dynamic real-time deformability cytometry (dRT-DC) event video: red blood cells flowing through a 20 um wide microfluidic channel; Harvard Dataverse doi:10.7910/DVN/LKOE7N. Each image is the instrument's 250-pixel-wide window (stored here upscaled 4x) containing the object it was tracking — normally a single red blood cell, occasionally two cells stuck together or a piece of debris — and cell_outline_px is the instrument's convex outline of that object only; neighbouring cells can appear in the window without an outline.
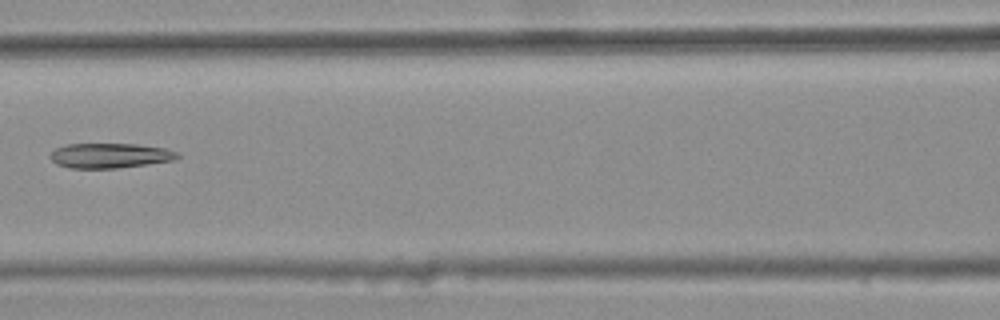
{"species": "common noctule bat (a hibernating species)", "species_latin": "Nyctalus noctula", "temperature_condition": "warm", "stored_images_in_passage": 8, "camera_frame_rate_fps": 3000, "um_per_image_px": 0.085, "animal": {"sex": "female", "body_mass_g": 25.1}, "frame": {"image": 1, "passage_image": 7, "time_ms": 2.0, "image_size_px": [1000, 320], "cell_outline_px": [[180, 156], [176, 160], [116, 168], [68, 168], [56, 164], [48, 156], [56, 148], [68, 144], [136, 144], [164, 148], [180, 152]], "centroid_in_image_um": [9.36, 13.22], "position_along_channel_um": 157.2, "area_um2": 18.5}}
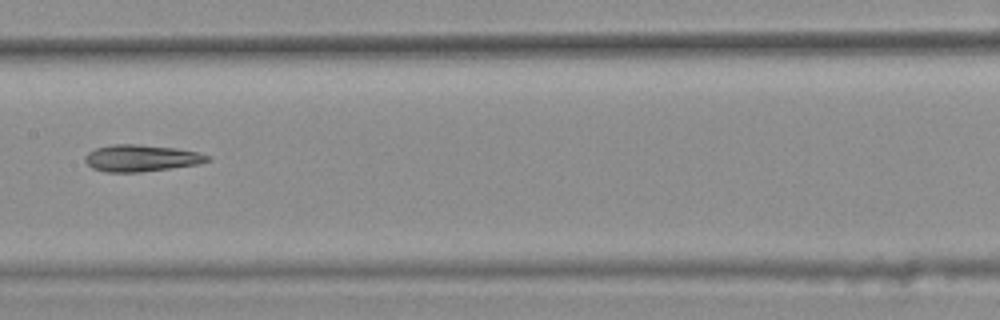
{"frame": {"image": 2, "passage_image": 8, "time_ms": 2.333, "image_size_px": [1000, 320], "cell_outline_px": [[212, 160], [196, 164], [140, 172], [108, 172], [92, 168], [84, 160], [84, 156], [88, 152], [96, 148], [112, 144], [140, 144], [176, 148], [196, 152], [212, 156]], "centroid_in_image_um": [11.99, 13.43], "position_along_channel_um": 195.4, "area_um2": 19.02}}